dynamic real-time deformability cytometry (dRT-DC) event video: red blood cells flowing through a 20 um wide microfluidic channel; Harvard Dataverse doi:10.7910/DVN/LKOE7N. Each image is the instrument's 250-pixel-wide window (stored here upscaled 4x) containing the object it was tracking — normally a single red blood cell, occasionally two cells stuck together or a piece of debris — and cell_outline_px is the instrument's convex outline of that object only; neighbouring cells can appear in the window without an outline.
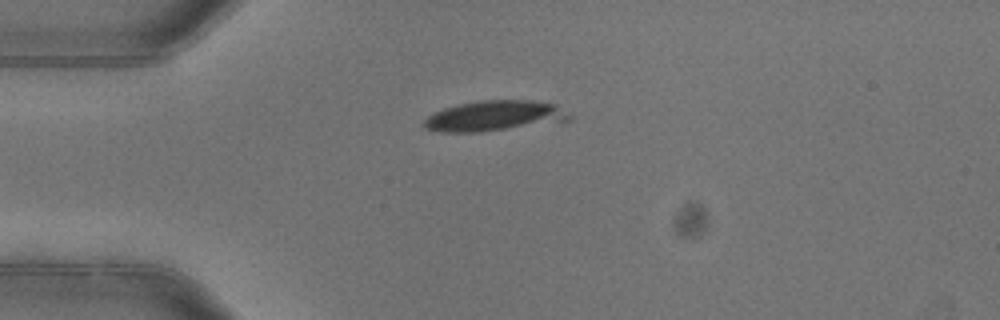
{"species": "common noctule bat (a hibernating species)", "species_latin": "Nyctalus noctula", "temperature_condition": "warm", "stored_images_in_passage": 2, "camera_frame_rate_fps": 3000, "um_per_image_px": 0.085, "animal": {"sex": "female"}, "frame": {"image": 1, "passage_image": 1, "time_ms": 0.0, "image_size_px": [1000, 320], "cell_outline_px": [[572, 120], [480, 132], [444, 132], [424, 128], [424, 120], [432, 112], [456, 104], [480, 100], [528, 100], [556, 104], [572, 116]], "centroid_in_image_um": [42.01, 9.84], "position_along_channel_um": 43.0, "area_um2": 25.72}}